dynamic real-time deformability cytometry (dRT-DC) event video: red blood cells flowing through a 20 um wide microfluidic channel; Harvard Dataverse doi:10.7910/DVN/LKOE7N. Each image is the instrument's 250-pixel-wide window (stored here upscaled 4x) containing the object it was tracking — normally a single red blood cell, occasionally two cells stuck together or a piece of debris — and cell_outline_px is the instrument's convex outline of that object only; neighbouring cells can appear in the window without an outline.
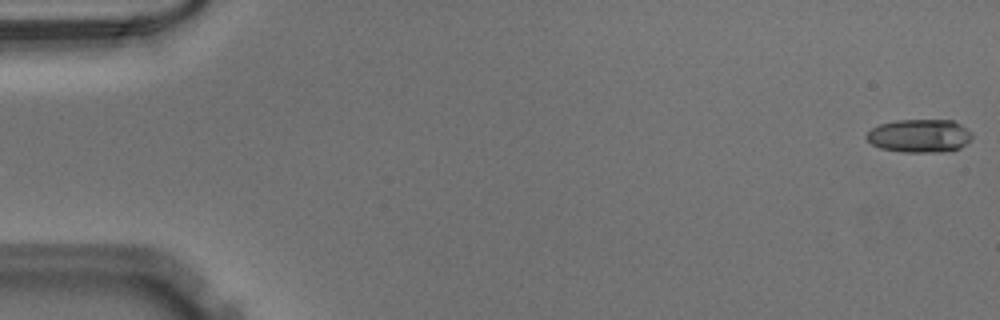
{"species": "Egyptian fruit bat (a non-hibernating species)", "species_latin": "Rousettus aegyptiacus", "temperature_condition": "warm", "stored_images_in_passage": 15, "camera_frame_rate_fps": 3000, "um_per_image_px": 0.085, "animal": {"sex": "male"}, "frame": {"image": 1, "passage_image": 1, "time_ms": 0.0, "image_size_px": [1000, 320], "cell_outline_px": [[972, 140], [960, 148], [944, 152], [904, 152], [880, 148], [872, 144], [864, 136], [872, 128], [880, 124], [896, 120], [952, 120], [960, 124], [972, 132]], "centroid_in_image_um": [78.18, 11.55], "position_along_channel_um": 6.8, "area_um2": 20.58}}
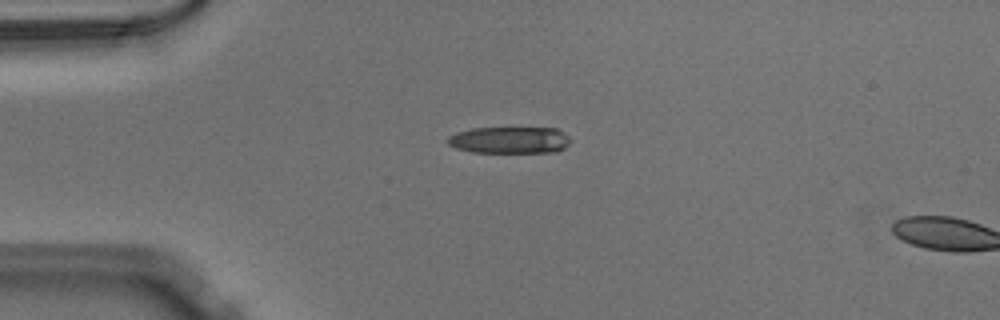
{"frame": {"image": 2, "passage_image": 13, "time_ms": 4.0, "image_size_px": [1000, 320], "cell_outline_px": [[572, 140], [564, 148], [556, 152], [472, 152], [456, 148], [448, 144], [448, 136], [456, 132], [472, 128], [556, 128], [564, 132]], "centroid_in_image_um": [43.34, 11.9], "position_along_channel_um": 41.7, "area_um2": 19.19}}